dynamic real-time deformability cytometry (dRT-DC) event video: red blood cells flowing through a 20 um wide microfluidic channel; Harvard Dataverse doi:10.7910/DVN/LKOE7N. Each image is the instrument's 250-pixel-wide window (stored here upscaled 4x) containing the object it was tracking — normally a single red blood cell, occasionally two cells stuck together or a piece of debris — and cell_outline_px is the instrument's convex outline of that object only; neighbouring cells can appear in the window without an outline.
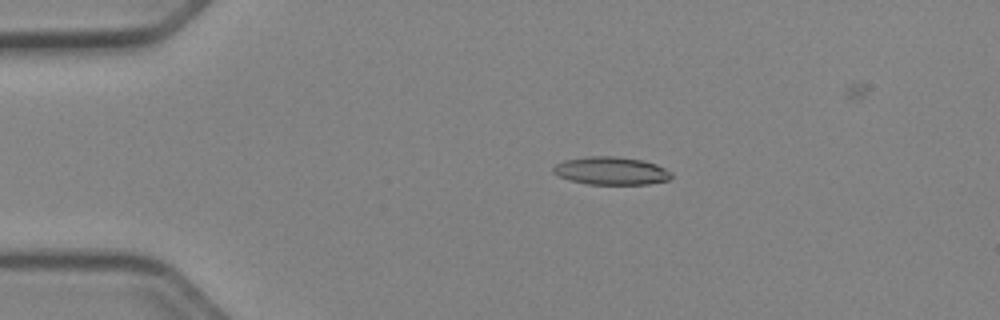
{"species": "Egyptian fruit bat (a non-hibernating species)", "species_latin": "Rousettus aegyptiacus", "temperature_condition": "cold", "stored_images_in_passage": 48, "camera_frame_rate_fps": 3000, "um_per_image_px": 0.085, "animal": {"sex": "female"}, "frame": {"image": 1, "passage_image": 7, "time_ms": 2.0, "image_size_px": [1000, 320], "cell_outline_px": [[672, 176], [668, 180], [648, 184], [588, 184], [568, 180], [552, 172], [552, 168], [556, 164], [564, 160], [588, 156], [616, 156], [644, 160], [656, 164], [672, 172]], "centroid_in_image_um": [51.94, 14.51], "position_along_channel_um": 33.1, "area_um2": 19.31}}
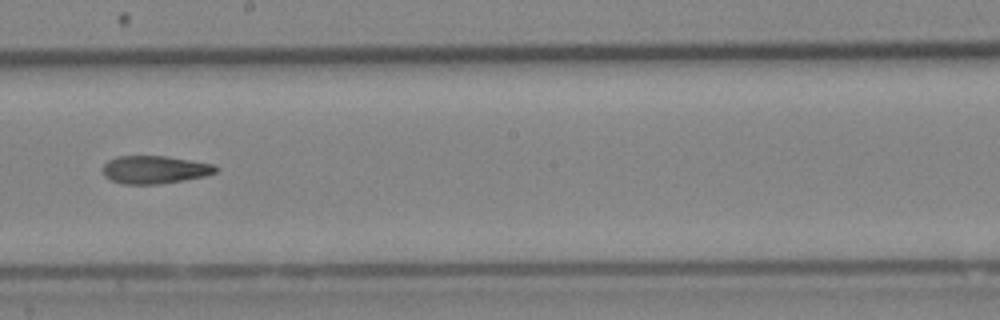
{"frame": {"image": 2, "passage_image": 26, "time_ms": 8.333, "image_size_px": [1000, 320], "cell_outline_px": [[216, 172], [204, 176], [184, 180], [156, 184], [124, 184], [112, 180], [104, 176], [100, 168], [108, 160], [116, 156], [164, 156], [216, 164]], "centroid_in_image_um": [13.1, 14.41], "position_along_channel_um": 235.1, "area_um2": 18.38}}
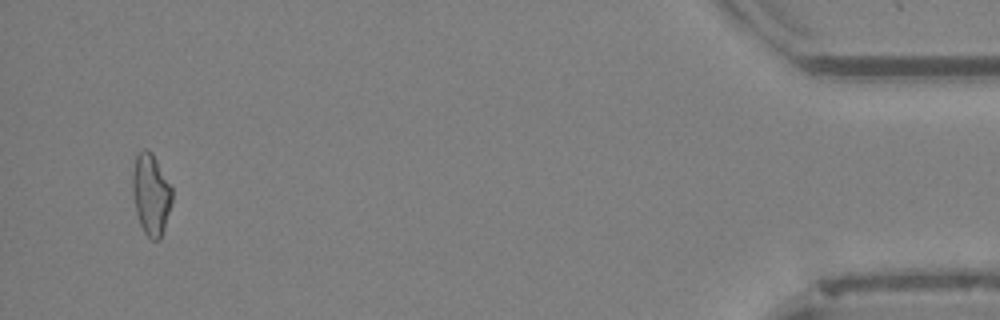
{"frame": {"image": 3, "passage_image": 46, "time_ms": 15.0, "image_size_px": [1000, 320], "cell_outline_px": [[172, 204], [160, 240], [152, 240], [144, 232], [140, 224], [136, 212], [132, 196], [132, 172], [136, 156], [144, 148], [148, 148], [152, 152], [172, 188]], "centroid_in_image_um": [12.82, 16.52], "position_along_channel_um": 422.4, "area_um2": 18.84}, "authors_computed_cell_mechanics": {"area_um2": 18.8139, "velocity_mm_per_s": 3.978, "shape_relaxation_time_tau1_ms": null, "shape_relaxation_time_tau2_ms": 9.221, "deformation_change_tau1": null, "deformation_change_tau2": 0.2126}}